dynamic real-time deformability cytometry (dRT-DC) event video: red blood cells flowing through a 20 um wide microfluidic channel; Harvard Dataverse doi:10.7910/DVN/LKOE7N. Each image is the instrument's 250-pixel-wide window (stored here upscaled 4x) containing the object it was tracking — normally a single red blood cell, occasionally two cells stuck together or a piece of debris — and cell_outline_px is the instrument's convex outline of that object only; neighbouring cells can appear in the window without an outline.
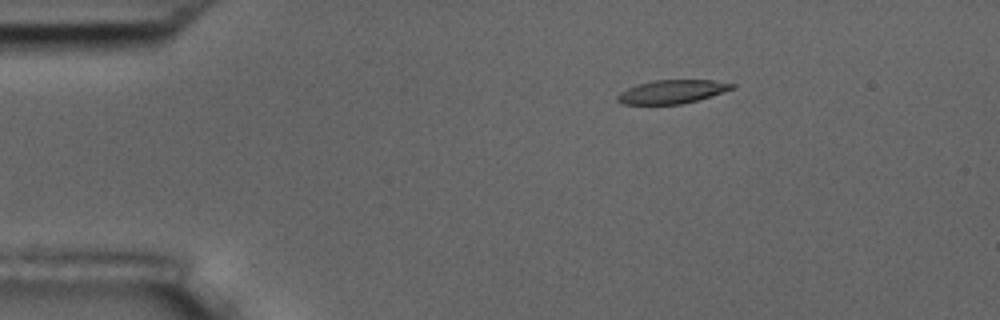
{"species": "common noctule bat (a hibernating species)", "species_latin": "Nyctalus noctula", "temperature_condition": "room temperature", "stored_images_in_passage": 4, "camera_frame_rate_fps": 3000, "um_per_image_px": 0.085, "animal": {"sex": "male", "body_mass_g": 17.5, "forearm_length_mm": 52.3}, "frame": {"image": 1, "passage_image": 1, "time_ms": 0.0, "image_size_px": [1000, 320], "cell_outline_px": [[736, 88], [696, 100], [680, 104], [624, 104], [616, 100], [616, 96], [620, 92], [636, 84], [656, 80], [712, 80], [736, 84]], "centroid_in_image_um": [57.12, 7.79], "position_along_channel_um": 27.9, "area_um2": 15.61}}
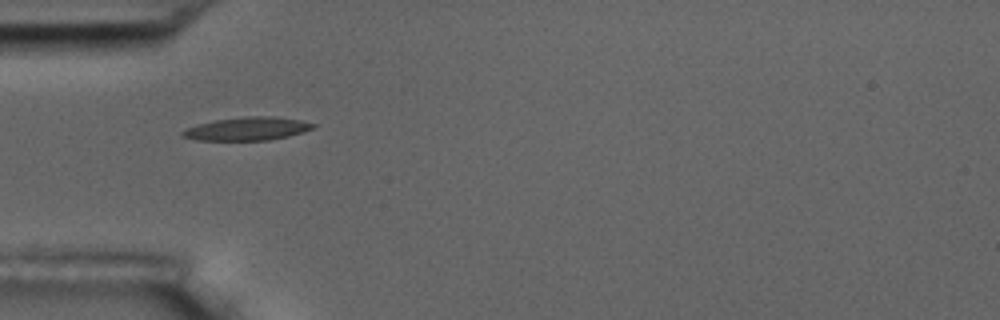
{"frame": {"image": 2, "passage_image": 3, "time_ms": 2.667, "image_size_px": [1000, 320], "cell_outline_px": [[316, 124], [312, 128], [288, 136], [268, 140], [196, 140], [180, 136], [180, 132], [184, 128], [196, 124], [212, 120], [244, 116], [276, 116], [300, 120]], "centroid_in_image_um": [20.92, 10.93], "position_along_channel_um": 64.1, "area_um2": 17.8}}